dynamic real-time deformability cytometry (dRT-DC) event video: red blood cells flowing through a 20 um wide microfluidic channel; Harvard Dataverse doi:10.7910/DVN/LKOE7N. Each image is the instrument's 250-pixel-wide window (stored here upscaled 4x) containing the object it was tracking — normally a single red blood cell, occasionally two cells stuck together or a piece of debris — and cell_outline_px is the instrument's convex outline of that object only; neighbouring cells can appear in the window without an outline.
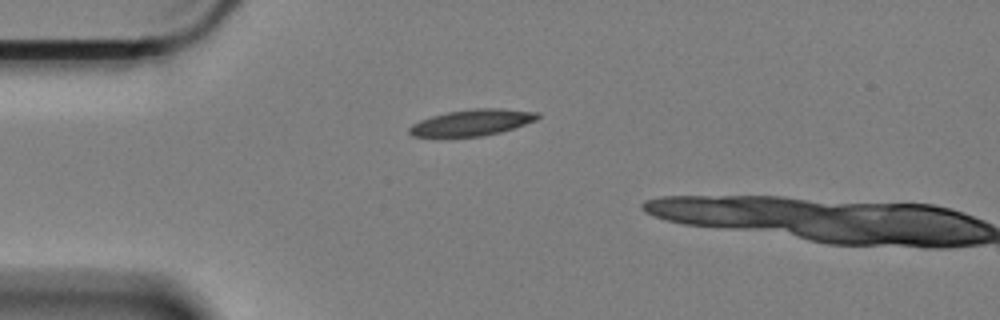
{"species": "Egyptian fruit bat (a non-hibernating species)", "species_latin": "Rousettus aegyptiacus", "temperature_condition": "cold", "stored_images_in_passage": 3, "camera_frame_rate_fps": 3000, "um_per_image_px": 0.085, "animal": {"sex": "female"}, "frame": {"image": 1, "passage_image": 1, "time_ms": 0.0, "image_size_px": [1000, 320], "cell_outline_px": [[540, 116], [536, 120], [500, 132], [480, 136], [412, 136], [408, 132], [408, 128], [412, 124], [420, 120], [432, 116], [448, 112], [472, 108], [500, 108], [540, 112]], "centroid_in_image_um": [40.13, 10.4], "position_along_channel_um": 44.9, "area_um2": 19.42}}